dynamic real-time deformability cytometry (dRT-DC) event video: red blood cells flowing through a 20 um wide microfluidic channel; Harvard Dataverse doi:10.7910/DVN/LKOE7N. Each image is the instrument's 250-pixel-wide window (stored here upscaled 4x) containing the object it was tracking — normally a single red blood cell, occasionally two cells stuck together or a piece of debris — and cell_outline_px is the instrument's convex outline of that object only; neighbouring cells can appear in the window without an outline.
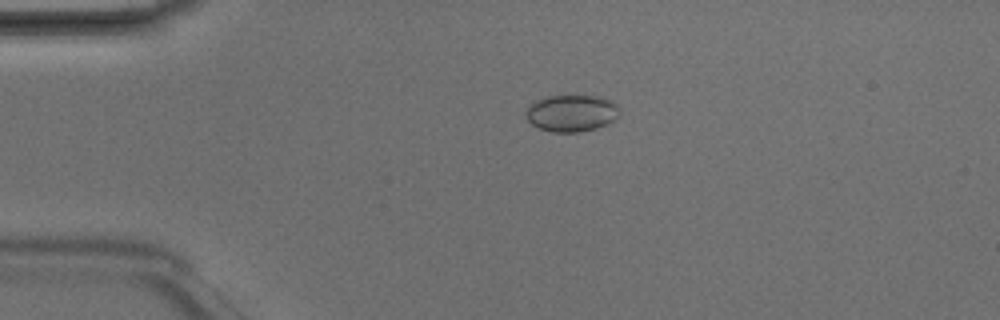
{"species": "Egyptian fruit bat (a non-hibernating species)", "species_latin": "Rousettus aegyptiacus", "temperature_condition": "room temperature", "stored_images_in_passage": 6, "camera_frame_rate_fps": 3000, "um_per_image_px": 0.085, "animal": {"sex": "male"}, "frame": {"image": 1, "passage_image": 4, "time_ms": 1.0, "image_size_px": [1000, 320], "cell_outline_px": [[620, 116], [596, 128], [580, 132], [552, 132], [540, 128], [532, 124], [528, 120], [524, 112], [536, 100], [548, 96], [600, 96], [612, 100], [620, 108]], "centroid_in_image_um": [48.6, 9.61], "position_along_channel_um": 36.4, "area_um2": 20.06}}